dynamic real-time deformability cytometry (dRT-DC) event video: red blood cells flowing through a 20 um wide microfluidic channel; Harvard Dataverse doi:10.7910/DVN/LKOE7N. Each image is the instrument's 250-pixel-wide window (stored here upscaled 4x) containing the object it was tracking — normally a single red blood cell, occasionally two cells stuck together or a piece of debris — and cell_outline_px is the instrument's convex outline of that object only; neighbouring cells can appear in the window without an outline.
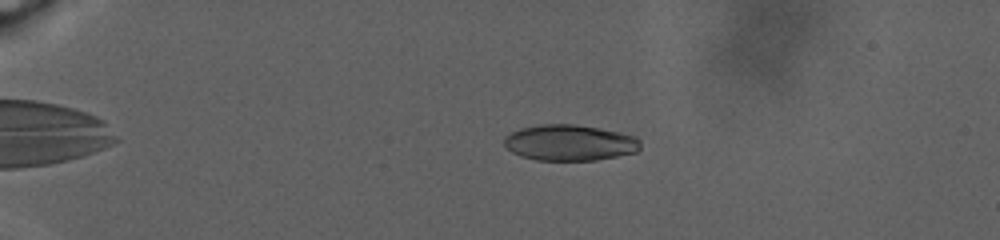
{"species": "human", "species_latin": "Homo sapiens", "temperature_condition": "warm", "stored_images_in_passage": 87, "camera_frame_rate_fps": 3000, "um_per_image_px": 0.085, "donor": {"sex": "male"}, "frame": {"image": 1, "passage_image": 22, "time_ms": 8.0, "image_size_px": [1000, 240], "cell_outline_px": [[640, 148], [636, 152], [596, 160], [536, 160], [520, 156], [512, 152], [504, 144], [504, 136], [520, 128], [540, 124], [576, 124], [600, 128], [620, 132], [636, 136], [640, 140]], "centroid_in_image_um": [48.43, 12.12], "position_along_channel_um": 36.6, "area_um2": 28.67}}
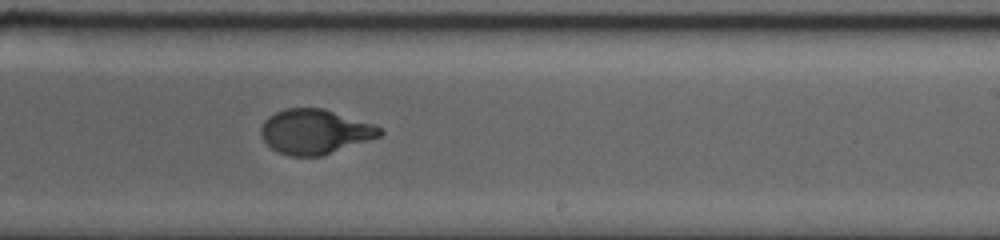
{"frame": {"image": 2, "passage_image": 58, "time_ms": 22.0, "image_size_px": [1000, 240], "cell_outline_px": [[384, 132], [380, 136], [320, 156], [288, 156], [276, 152], [260, 136], [260, 128], [264, 120], [268, 116], [284, 108], [324, 108], [372, 124], [380, 128]], "centroid_in_image_um": [26.71, 11.18], "position_along_channel_um": 262.3, "area_um2": 30.81}}
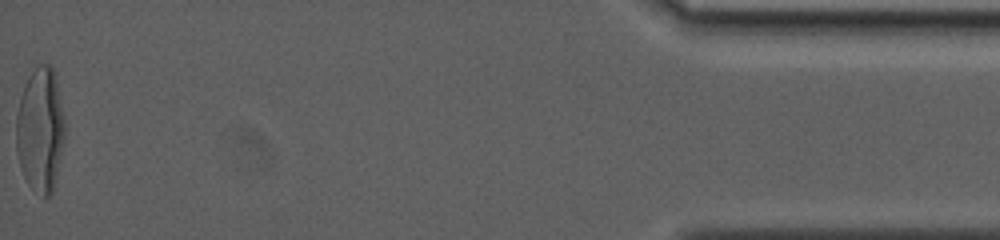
{"frame": {"image": 3, "passage_image": 87, "time_ms": 33.0, "image_size_px": [1000, 240], "cell_outline_px": [[64, 140], [56, 180], [52, 192], [48, 196], [44, 196], [32, 188], [28, 184], [24, 176], [16, 152], [16, 116], [20, 96], [24, 84], [28, 76], [40, 64], [52, 64], [56, 72], [64, 116]], "centroid_in_image_um": [3.43, 10.98], "position_along_channel_um": 431.8, "area_um2": 35.6}, "authors_computed_cell_mechanics": {"area_um2": 30.8074, "velocity_mm_per_s": 2.227, "shape_relaxation_time_tau1_ms": 7.935, "shape_relaxation_time_tau2_ms": null, "deformation_change_tau1": 0.2657, "deformation_change_tau2": null}}